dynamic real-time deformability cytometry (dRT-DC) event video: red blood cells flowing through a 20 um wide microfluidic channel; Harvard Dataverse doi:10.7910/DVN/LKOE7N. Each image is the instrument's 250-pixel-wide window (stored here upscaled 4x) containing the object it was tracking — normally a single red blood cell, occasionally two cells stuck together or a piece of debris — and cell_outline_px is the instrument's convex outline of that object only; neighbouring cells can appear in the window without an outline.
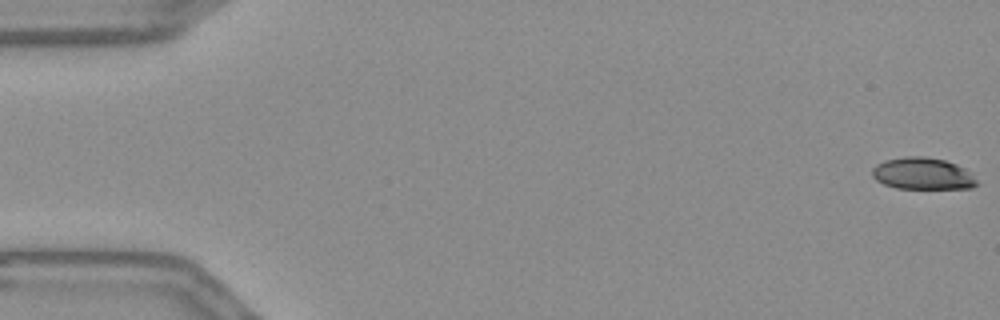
{"species": "Egyptian fruit bat (a non-hibernating species)", "species_latin": "Rousettus aegyptiacus", "temperature_condition": "warm", "stored_images_in_passage": 56, "camera_frame_rate_fps": 3000, "um_per_image_px": 0.085, "frame": {"image": 1, "passage_image": 1, "time_ms": 0.0, "image_size_px": [1000, 320], "cell_outline_px": [[980, 184], [972, 188], [896, 188], [884, 184], [876, 180], [872, 176], [872, 168], [876, 164], [884, 160], [904, 156], [924, 156], [944, 160], [956, 164], [972, 172]], "centroid_in_image_um": [78.45, 14.75], "position_along_channel_um": 6.6, "area_um2": 19.65}}
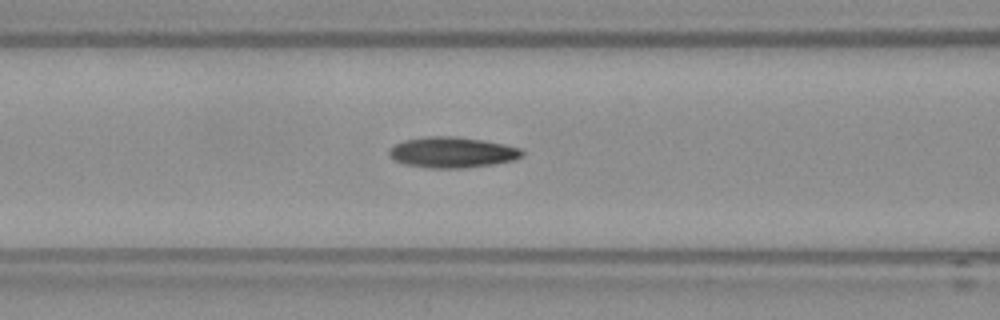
{"frame": {"image": 2, "passage_image": 23, "time_ms": 7.333, "image_size_px": [1000, 320], "cell_outline_px": [[524, 156], [516, 160], [496, 164], [464, 168], [428, 168], [404, 164], [388, 156], [388, 148], [404, 140], [428, 136], [456, 136], [484, 140], [504, 144], [520, 148], [524, 152]], "centroid_in_image_um": [38.46, 12.95], "position_along_channel_um": 128.1, "area_um2": 24.16}}
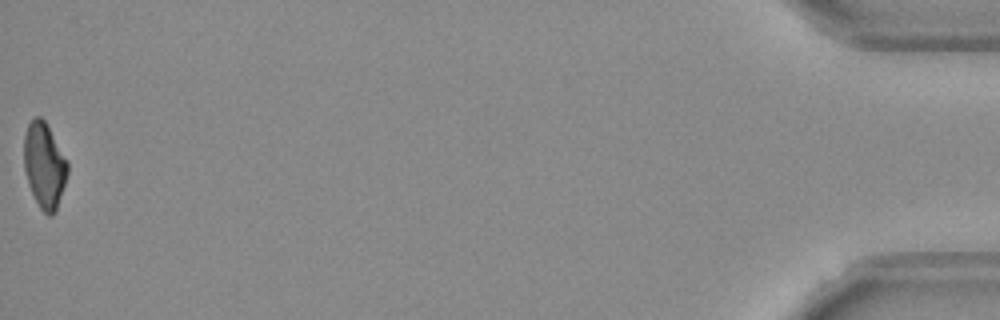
{"frame": {"image": 3, "passage_image": 56, "time_ms": 18.333, "image_size_px": [1000, 320], "cell_outline_px": [[68, 172], [56, 212], [52, 216], [48, 216], [40, 208], [28, 184], [24, 168], [24, 136], [28, 124], [36, 116], [40, 116], [44, 120], [68, 164]], "centroid_in_image_um": [3.76, 14.09], "position_along_channel_um": 431.4, "area_um2": 21.33}, "authors_computed_cell_mechanics": {"area_um2": 22.5131, "velocity_mm_per_s": 3.6832, "shape_relaxation_time_tau1_ms": 9.0116, "shape_relaxation_time_tau2_ms": 5.017, "deformation_change_tau1": 0.2111, "deformation_change_tau2": 0.1335}}